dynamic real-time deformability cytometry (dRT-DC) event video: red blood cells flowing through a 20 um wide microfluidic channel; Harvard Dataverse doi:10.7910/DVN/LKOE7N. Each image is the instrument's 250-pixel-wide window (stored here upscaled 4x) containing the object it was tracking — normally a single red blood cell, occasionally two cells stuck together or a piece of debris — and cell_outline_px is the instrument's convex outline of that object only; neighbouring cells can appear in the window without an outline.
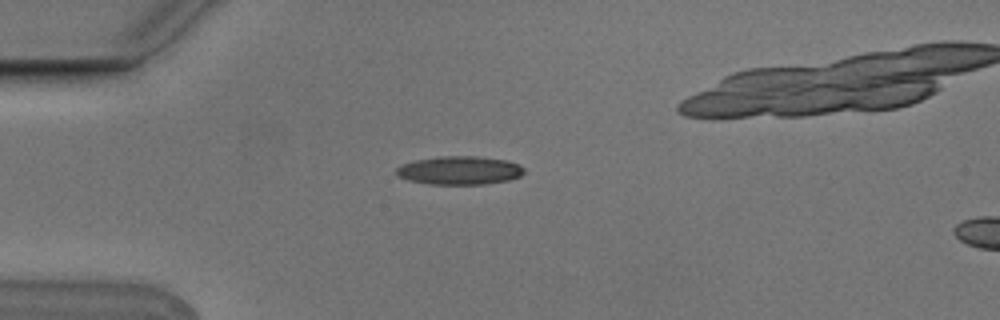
{"species": "Egyptian fruit bat (a non-hibernating species)", "species_latin": "Rousettus aegyptiacus", "temperature_condition": "cold", "stored_images_in_passage": 4, "camera_frame_rate_fps": 3000, "um_per_image_px": 0.085, "animal": {"sex": "male"}, "frame": {"image": 1, "passage_image": 3, "time_ms": 0.667, "image_size_px": [1000, 320], "cell_outline_px": [[524, 172], [520, 176], [508, 180], [484, 184], [428, 184], [408, 180], [396, 176], [396, 168], [400, 164], [416, 160], [436, 156], [476, 156], [508, 160], [524, 168]], "centroid_in_image_um": [39.01, 14.48], "position_along_channel_um": 46.0, "area_um2": 21.27}}